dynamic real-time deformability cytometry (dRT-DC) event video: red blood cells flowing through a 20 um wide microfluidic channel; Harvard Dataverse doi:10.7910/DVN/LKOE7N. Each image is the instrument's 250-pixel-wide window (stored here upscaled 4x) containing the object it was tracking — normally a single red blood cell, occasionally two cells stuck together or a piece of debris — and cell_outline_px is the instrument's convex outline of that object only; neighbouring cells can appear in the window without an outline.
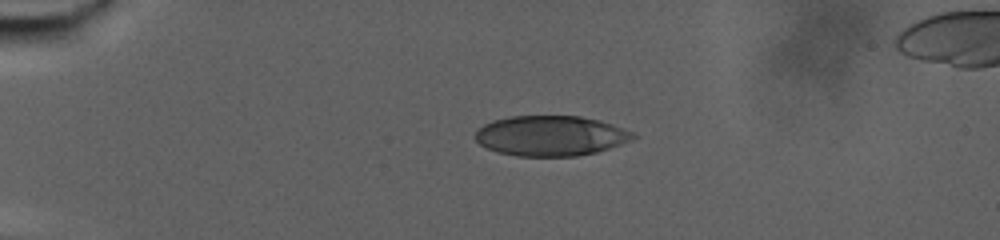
{"species": "human", "species_latin": "Homo sapiens", "temperature_condition": "warm", "stored_images_in_passage": 59, "camera_frame_rate_fps": 3000, "um_per_image_px": 0.085, "donor": {"sex": "male"}, "frame": {"image": 1, "passage_image": 1, "time_ms": 0.0, "image_size_px": [1000, 240], "cell_outline_px": [[636, 136], [632, 140], [596, 152], [576, 156], [516, 156], [496, 152], [480, 144], [476, 140], [476, 132], [484, 124], [492, 120], [512, 116], [580, 116], [600, 120], [612, 124], [632, 132]], "centroid_in_image_um": [46.8, 11.54], "position_along_channel_um": 38.2, "area_um2": 36.82}}
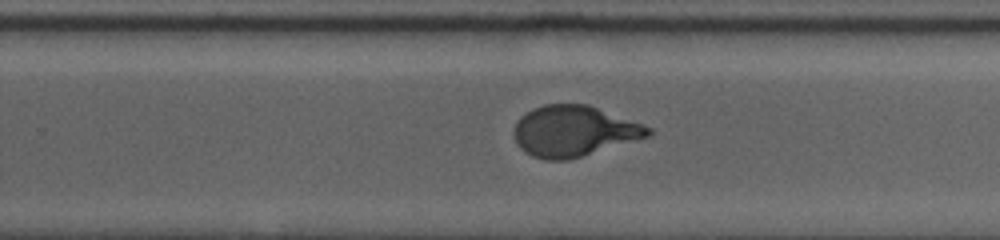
{"frame": {"image": 2, "passage_image": 34, "time_ms": 11.0, "image_size_px": [1000, 240], "cell_outline_px": [[652, 132], [648, 136], [568, 160], [544, 160], [532, 156], [524, 152], [516, 144], [512, 132], [520, 116], [532, 108], [544, 104], [588, 104], [652, 128]], "centroid_in_image_um": [48.7, 11.14], "position_along_channel_um": 281.1, "area_um2": 39.54}}
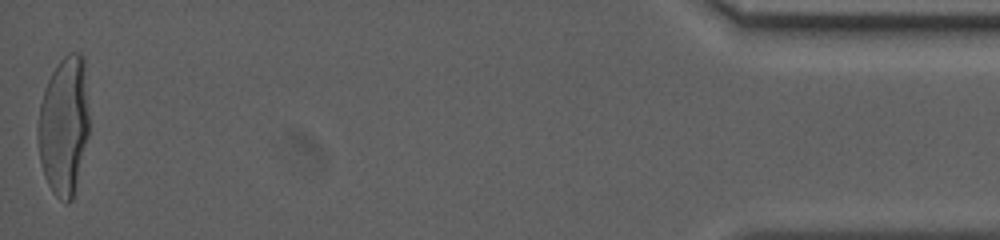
{"frame": {"image": 3, "passage_image": 59, "time_ms": 19.333, "image_size_px": [1000, 240], "cell_outline_px": [[88, 136], [72, 200], [68, 204], [64, 204], [52, 192], [44, 176], [40, 160], [36, 136], [36, 128], [40, 104], [44, 88], [52, 72], [60, 60], [68, 52], [80, 52], [84, 56], [88, 112]], "centroid_in_image_um": [5.41, 10.68], "position_along_channel_um": 429.8, "area_um2": 41.79}, "authors_computed_cell_mechanics": {"area_um2": 39.9976, "velocity_mm_per_s": 2.7561, "shape_relaxation_time_tau1_ms": 7.4731, "shape_relaxation_time_tau2_ms": null, "deformation_change_tau1": 0.2614, "deformation_change_tau2": null}}